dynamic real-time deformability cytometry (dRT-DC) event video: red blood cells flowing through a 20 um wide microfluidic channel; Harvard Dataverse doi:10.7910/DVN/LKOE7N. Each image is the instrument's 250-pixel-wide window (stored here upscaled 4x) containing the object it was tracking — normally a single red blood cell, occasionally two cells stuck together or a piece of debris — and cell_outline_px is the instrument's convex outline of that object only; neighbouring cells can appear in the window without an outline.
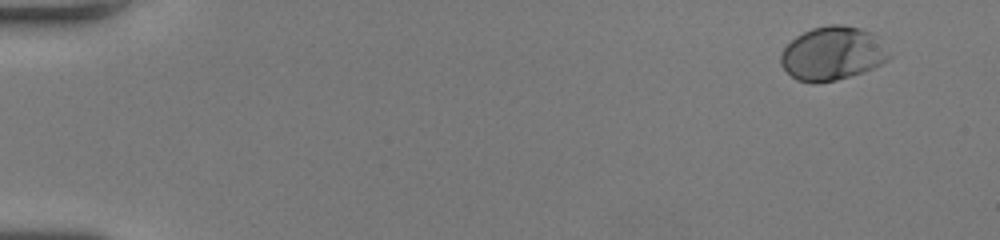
{"species": "human", "species_latin": "Homo sapiens", "temperature_condition": "room temperature", "stored_images_in_passage": 50, "camera_frame_rate_fps": 3000, "um_per_image_px": 0.085, "donor": {"sex": "female"}, "frame": {"image": 1, "passage_image": 1, "time_ms": 0.0, "image_size_px": [1000, 240], "cell_outline_px": [[892, 56], [888, 60], [872, 68], [836, 80], [816, 84], [812, 84], [796, 80], [780, 64], [780, 52], [796, 36], [812, 28], [828, 24], [840, 24], [860, 28], [872, 32], [892, 52]], "centroid_in_image_um": [70.77, 4.54], "position_along_channel_um": 14.2, "area_um2": 34.1}}
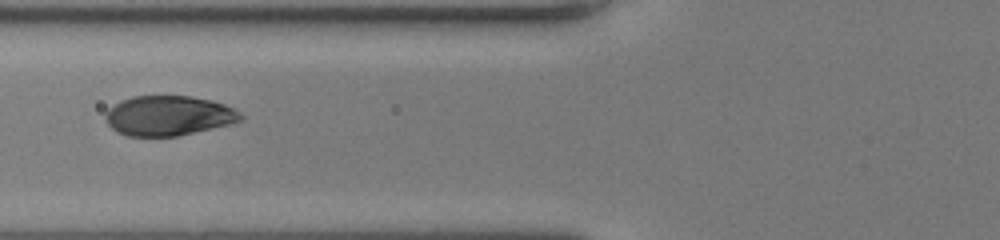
{"frame": {"image": 2, "passage_image": 20, "time_ms": 6.333, "image_size_px": [1000, 240], "cell_outline_px": [[244, 116], [240, 120], [232, 124], [176, 136], [128, 136], [116, 132], [108, 124], [104, 116], [104, 112], [108, 108], [120, 100], [132, 96], [192, 96], [224, 104], [240, 112]], "centroid_in_image_um": [14.29, 9.83], "position_along_channel_um": 111.5, "area_um2": 31.5}}
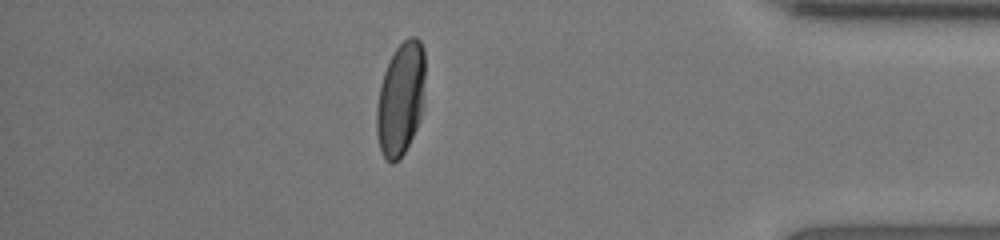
{"frame": {"image": 3, "passage_image": 44, "time_ms": 14.333, "image_size_px": [1000, 240], "cell_outline_px": [[424, 76], [420, 120], [404, 152], [392, 164], [380, 152], [376, 132], [376, 108], [380, 84], [384, 72], [396, 48], [408, 36], [416, 36], [420, 40], [424, 48]], "centroid_in_image_um": [34.04, 8.38], "position_along_channel_um": 401.2, "area_um2": 31.73}, "authors_computed_cell_mechanics": {"area_um2": 33.1194, "velocity_mm_per_s": 4.0138, "shape_relaxation_time_tau1_ms": 2.2907, "shape_relaxation_time_tau2_ms": null, "deformation_change_tau1": 0.153, "deformation_change_tau2": null}}